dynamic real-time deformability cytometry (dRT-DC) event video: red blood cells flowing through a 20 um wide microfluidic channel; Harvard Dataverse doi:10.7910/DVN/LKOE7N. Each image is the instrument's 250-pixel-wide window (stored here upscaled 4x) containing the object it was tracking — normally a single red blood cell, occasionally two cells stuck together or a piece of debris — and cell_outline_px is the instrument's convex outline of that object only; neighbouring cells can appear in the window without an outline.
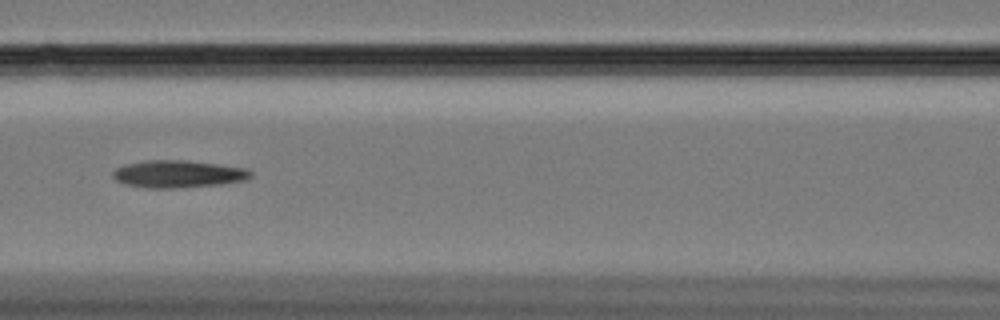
{"species": "Egyptian fruit bat (a non-hibernating species)", "species_latin": "Rousettus aegyptiacus", "temperature_condition": "cold", "stored_images_in_passage": 19, "camera_frame_rate_fps": 3000, "um_per_image_px": 0.085, "animal": {"sex": "female"}, "frame": {"image": 1, "passage_image": 12, "time_ms": 3.667, "image_size_px": [1000, 320], "cell_outline_px": [[240, 176], [220, 180], [136, 180], [120, 176], [124, 172], [160, 164], [188, 164], [220, 168], [240, 172]], "centroid_in_image_um": [15.32, 14.7], "position_along_channel_um": 151.3, "area_um2": 10.69}}